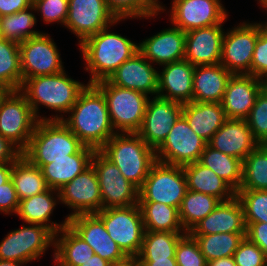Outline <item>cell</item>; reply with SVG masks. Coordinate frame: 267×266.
Wrapping results in <instances>:
<instances>
[{
	"instance_id": "11a10c76",
	"label": "cell",
	"mask_w": 267,
	"mask_h": 266,
	"mask_svg": "<svg viewBox=\"0 0 267 266\" xmlns=\"http://www.w3.org/2000/svg\"><path fill=\"white\" fill-rule=\"evenodd\" d=\"M13 163L0 164V187H3L11 179Z\"/></svg>"
},
{
	"instance_id": "8992f818",
	"label": "cell",
	"mask_w": 267,
	"mask_h": 266,
	"mask_svg": "<svg viewBox=\"0 0 267 266\" xmlns=\"http://www.w3.org/2000/svg\"><path fill=\"white\" fill-rule=\"evenodd\" d=\"M105 96L116 133H137L141 128L149 96L111 84L107 79L95 83Z\"/></svg>"
},
{
	"instance_id": "d590c367",
	"label": "cell",
	"mask_w": 267,
	"mask_h": 266,
	"mask_svg": "<svg viewBox=\"0 0 267 266\" xmlns=\"http://www.w3.org/2000/svg\"><path fill=\"white\" fill-rule=\"evenodd\" d=\"M220 203L221 201L212 195L187 189L179 208V217L184 230L189 232Z\"/></svg>"
},
{
	"instance_id": "7dc6e473",
	"label": "cell",
	"mask_w": 267,
	"mask_h": 266,
	"mask_svg": "<svg viewBox=\"0 0 267 266\" xmlns=\"http://www.w3.org/2000/svg\"><path fill=\"white\" fill-rule=\"evenodd\" d=\"M236 266H267V257L263 251L247 237L240 242L233 254Z\"/></svg>"
},
{
	"instance_id": "f907efd6",
	"label": "cell",
	"mask_w": 267,
	"mask_h": 266,
	"mask_svg": "<svg viewBox=\"0 0 267 266\" xmlns=\"http://www.w3.org/2000/svg\"><path fill=\"white\" fill-rule=\"evenodd\" d=\"M246 237L255 243L267 257V223H250L246 227Z\"/></svg>"
},
{
	"instance_id": "91938a15",
	"label": "cell",
	"mask_w": 267,
	"mask_h": 266,
	"mask_svg": "<svg viewBox=\"0 0 267 266\" xmlns=\"http://www.w3.org/2000/svg\"><path fill=\"white\" fill-rule=\"evenodd\" d=\"M156 12L164 13L166 12L165 4L160 0H145Z\"/></svg>"
},
{
	"instance_id": "ac0fdd59",
	"label": "cell",
	"mask_w": 267,
	"mask_h": 266,
	"mask_svg": "<svg viewBox=\"0 0 267 266\" xmlns=\"http://www.w3.org/2000/svg\"><path fill=\"white\" fill-rule=\"evenodd\" d=\"M182 109V103L158 96L150 97L141 128L137 134L156 150L182 115Z\"/></svg>"
},
{
	"instance_id": "03108f58",
	"label": "cell",
	"mask_w": 267,
	"mask_h": 266,
	"mask_svg": "<svg viewBox=\"0 0 267 266\" xmlns=\"http://www.w3.org/2000/svg\"><path fill=\"white\" fill-rule=\"evenodd\" d=\"M257 4H267V0H257Z\"/></svg>"
},
{
	"instance_id": "ee69618b",
	"label": "cell",
	"mask_w": 267,
	"mask_h": 266,
	"mask_svg": "<svg viewBox=\"0 0 267 266\" xmlns=\"http://www.w3.org/2000/svg\"><path fill=\"white\" fill-rule=\"evenodd\" d=\"M254 139L267 145V92L262 88L246 118Z\"/></svg>"
},
{
	"instance_id": "ba28073f",
	"label": "cell",
	"mask_w": 267,
	"mask_h": 266,
	"mask_svg": "<svg viewBox=\"0 0 267 266\" xmlns=\"http://www.w3.org/2000/svg\"><path fill=\"white\" fill-rule=\"evenodd\" d=\"M186 191L183 167L156 161L139 189V202H157L179 209Z\"/></svg>"
},
{
	"instance_id": "60d3db41",
	"label": "cell",
	"mask_w": 267,
	"mask_h": 266,
	"mask_svg": "<svg viewBox=\"0 0 267 266\" xmlns=\"http://www.w3.org/2000/svg\"><path fill=\"white\" fill-rule=\"evenodd\" d=\"M185 233L145 231L137 259L175 258L176 245Z\"/></svg>"
},
{
	"instance_id": "e0dca14e",
	"label": "cell",
	"mask_w": 267,
	"mask_h": 266,
	"mask_svg": "<svg viewBox=\"0 0 267 266\" xmlns=\"http://www.w3.org/2000/svg\"><path fill=\"white\" fill-rule=\"evenodd\" d=\"M60 204L71 210L69 219L78 214L97 213L102 209V197L97 174L92 165L59 190Z\"/></svg>"
},
{
	"instance_id": "9f6ffc18",
	"label": "cell",
	"mask_w": 267,
	"mask_h": 266,
	"mask_svg": "<svg viewBox=\"0 0 267 266\" xmlns=\"http://www.w3.org/2000/svg\"><path fill=\"white\" fill-rule=\"evenodd\" d=\"M109 264H110V262H108L106 259L101 258L97 254H93V256L90 257L81 266H109Z\"/></svg>"
},
{
	"instance_id": "44dd1931",
	"label": "cell",
	"mask_w": 267,
	"mask_h": 266,
	"mask_svg": "<svg viewBox=\"0 0 267 266\" xmlns=\"http://www.w3.org/2000/svg\"><path fill=\"white\" fill-rule=\"evenodd\" d=\"M185 40V32L171 24L170 27L138 43V51L160 68V66L185 58Z\"/></svg>"
},
{
	"instance_id": "e7e4bbea",
	"label": "cell",
	"mask_w": 267,
	"mask_h": 266,
	"mask_svg": "<svg viewBox=\"0 0 267 266\" xmlns=\"http://www.w3.org/2000/svg\"><path fill=\"white\" fill-rule=\"evenodd\" d=\"M262 88L267 92V75L262 79Z\"/></svg>"
},
{
	"instance_id": "484cf974",
	"label": "cell",
	"mask_w": 267,
	"mask_h": 266,
	"mask_svg": "<svg viewBox=\"0 0 267 266\" xmlns=\"http://www.w3.org/2000/svg\"><path fill=\"white\" fill-rule=\"evenodd\" d=\"M191 235H208L218 233L246 234L244 210L240 200L235 196L229 201L221 202L209 215L194 226Z\"/></svg>"
},
{
	"instance_id": "e575fe53",
	"label": "cell",
	"mask_w": 267,
	"mask_h": 266,
	"mask_svg": "<svg viewBox=\"0 0 267 266\" xmlns=\"http://www.w3.org/2000/svg\"><path fill=\"white\" fill-rule=\"evenodd\" d=\"M198 162L213 170L218 177L222 178L236 192L240 189L242 183V160L215 150L207 144Z\"/></svg>"
},
{
	"instance_id": "6125c7cd",
	"label": "cell",
	"mask_w": 267,
	"mask_h": 266,
	"mask_svg": "<svg viewBox=\"0 0 267 266\" xmlns=\"http://www.w3.org/2000/svg\"><path fill=\"white\" fill-rule=\"evenodd\" d=\"M28 263L17 262V261H8L0 260V266H25Z\"/></svg>"
},
{
	"instance_id": "9c48e42d",
	"label": "cell",
	"mask_w": 267,
	"mask_h": 266,
	"mask_svg": "<svg viewBox=\"0 0 267 266\" xmlns=\"http://www.w3.org/2000/svg\"><path fill=\"white\" fill-rule=\"evenodd\" d=\"M95 214L102 220L110 238L127 256L139 254L145 228L138 204L128 207H109Z\"/></svg>"
},
{
	"instance_id": "d4e9b609",
	"label": "cell",
	"mask_w": 267,
	"mask_h": 266,
	"mask_svg": "<svg viewBox=\"0 0 267 266\" xmlns=\"http://www.w3.org/2000/svg\"><path fill=\"white\" fill-rule=\"evenodd\" d=\"M207 144L242 161L259 145L246 119H227Z\"/></svg>"
},
{
	"instance_id": "4dcf8cb0",
	"label": "cell",
	"mask_w": 267,
	"mask_h": 266,
	"mask_svg": "<svg viewBox=\"0 0 267 266\" xmlns=\"http://www.w3.org/2000/svg\"><path fill=\"white\" fill-rule=\"evenodd\" d=\"M182 167L188 190L212 195L221 202L229 201L236 196V191L228 183L198 161Z\"/></svg>"
},
{
	"instance_id": "7402d4cb",
	"label": "cell",
	"mask_w": 267,
	"mask_h": 266,
	"mask_svg": "<svg viewBox=\"0 0 267 266\" xmlns=\"http://www.w3.org/2000/svg\"><path fill=\"white\" fill-rule=\"evenodd\" d=\"M224 23L185 32V60L193 66L220 63Z\"/></svg>"
},
{
	"instance_id": "f5cc1de1",
	"label": "cell",
	"mask_w": 267,
	"mask_h": 266,
	"mask_svg": "<svg viewBox=\"0 0 267 266\" xmlns=\"http://www.w3.org/2000/svg\"><path fill=\"white\" fill-rule=\"evenodd\" d=\"M33 5V0H0V14L11 15Z\"/></svg>"
},
{
	"instance_id": "836d02e7",
	"label": "cell",
	"mask_w": 267,
	"mask_h": 266,
	"mask_svg": "<svg viewBox=\"0 0 267 266\" xmlns=\"http://www.w3.org/2000/svg\"><path fill=\"white\" fill-rule=\"evenodd\" d=\"M11 180L19 201L49 189L40 167L32 165L22 155L13 163Z\"/></svg>"
},
{
	"instance_id": "b9f144b4",
	"label": "cell",
	"mask_w": 267,
	"mask_h": 266,
	"mask_svg": "<svg viewBox=\"0 0 267 266\" xmlns=\"http://www.w3.org/2000/svg\"><path fill=\"white\" fill-rule=\"evenodd\" d=\"M236 197L243 206L246 227L250 223H267V191L238 190Z\"/></svg>"
},
{
	"instance_id": "be15d7a7",
	"label": "cell",
	"mask_w": 267,
	"mask_h": 266,
	"mask_svg": "<svg viewBox=\"0 0 267 266\" xmlns=\"http://www.w3.org/2000/svg\"><path fill=\"white\" fill-rule=\"evenodd\" d=\"M11 92V90L0 84V106L2 101L6 98V96Z\"/></svg>"
},
{
	"instance_id": "681fc988",
	"label": "cell",
	"mask_w": 267,
	"mask_h": 266,
	"mask_svg": "<svg viewBox=\"0 0 267 266\" xmlns=\"http://www.w3.org/2000/svg\"><path fill=\"white\" fill-rule=\"evenodd\" d=\"M19 206V199L16 194L13 182L10 179L3 187H0V214L14 215Z\"/></svg>"
},
{
	"instance_id": "7a4b0ae2",
	"label": "cell",
	"mask_w": 267,
	"mask_h": 266,
	"mask_svg": "<svg viewBox=\"0 0 267 266\" xmlns=\"http://www.w3.org/2000/svg\"><path fill=\"white\" fill-rule=\"evenodd\" d=\"M86 85L71 78L64 70L56 74L26 79L19 91L26 97L38 121L62 120L68 115ZM40 106L54 110L56 114L48 117L40 115Z\"/></svg>"
},
{
	"instance_id": "db71d44e",
	"label": "cell",
	"mask_w": 267,
	"mask_h": 266,
	"mask_svg": "<svg viewBox=\"0 0 267 266\" xmlns=\"http://www.w3.org/2000/svg\"><path fill=\"white\" fill-rule=\"evenodd\" d=\"M139 266H178L176 258L167 259H137Z\"/></svg>"
},
{
	"instance_id": "5b68a950",
	"label": "cell",
	"mask_w": 267,
	"mask_h": 266,
	"mask_svg": "<svg viewBox=\"0 0 267 266\" xmlns=\"http://www.w3.org/2000/svg\"><path fill=\"white\" fill-rule=\"evenodd\" d=\"M84 144L61 120L38 121L27 148L22 152L32 165L42 167L53 160L69 158Z\"/></svg>"
},
{
	"instance_id": "d6986e66",
	"label": "cell",
	"mask_w": 267,
	"mask_h": 266,
	"mask_svg": "<svg viewBox=\"0 0 267 266\" xmlns=\"http://www.w3.org/2000/svg\"><path fill=\"white\" fill-rule=\"evenodd\" d=\"M68 226L93 250L94 254L112 263L127 255L110 238L102 220L95 214H78L68 219Z\"/></svg>"
},
{
	"instance_id": "4fadbf2b",
	"label": "cell",
	"mask_w": 267,
	"mask_h": 266,
	"mask_svg": "<svg viewBox=\"0 0 267 266\" xmlns=\"http://www.w3.org/2000/svg\"><path fill=\"white\" fill-rule=\"evenodd\" d=\"M93 166L101 191L102 209L128 207L139 202V189L122 175L119 168L99 150L92 155Z\"/></svg>"
},
{
	"instance_id": "c3c4849f",
	"label": "cell",
	"mask_w": 267,
	"mask_h": 266,
	"mask_svg": "<svg viewBox=\"0 0 267 266\" xmlns=\"http://www.w3.org/2000/svg\"><path fill=\"white\" fill-rule=\"evenodd\" d=\"M251 75L259 79L267 75V34L260 29L252 57Z\"/></svg>"
},
{
	"instance_id": "8fae6325",
	"label": "cell",
	"mask_w": 267,
	"mask_h": 266,
	"mask_svg": "<svg viewBox=\"0 0 267 266\" xmlns=\"http://www.w3.org/2000/svg\"><path fill=\"white\" fill-rule=\"evenodd\" d=\"M22 83L29 78L65 70L61 53L48 33H40L19 44Z\"/></svg>"
},
{
	"instance_id": "680465c9",
	"label": "cell",
	"mask_w": 267,
	"mask_h": 266,
	"mask_svg": "<svg viewBox=\"0 0 267 266\" xmlns=\"http://www.w3.org/2000/svg\"><path fill=\"white\" fill-rule=\"evenodd\" d=\"M109 266H139V265L136 256H126L122 260L110 263Z\"/></svg>"
},
{
	"instance_id": "7c38bea8",
	"label": "cell",
	"mask_w": 267,
	"mask_h": 266,
	"mask_svg": "<svg viewBox=\"0 0 267 266\" xmlns=\"http://www.w3.org/2000/svg\"><path fill=\"white\" fill-rule=\"evenodd\" d=\"M224 32L220 64L233 75H251V63L259 26L254 21L240 22Z\"/></svg>"
},
{
	"instance_id": "2e32d148",
	"label": "cell",
	"mask_w": 267,
	"mask_h": 266,
	"mask_svg": "<svg viewBox=\"0 0 267 266\" xmlns=\"http://www.w3.org/2000/svg\"><path fill=\"white\" fill-rule=\"evenodd\" d=\"M117 20L105 0H68V16L64 27L76 36L80 45Z\"/></svg>"
},
{
	"instance_id": "ffe728a7",
	"label": "cell",
	"mask_w": 267,
	"mask_h": 266,
	"mask_svg": "<svg viewBox=\"0 0 267 266\" xmlns=\"http://www.w3.org/2000/svg\"><path fill=\"white\" fill-rule=\"evenodd\" d=\"M153 65L138 51L124 61L107 80L115 86L154 97L158 92V70Z\"/></svg>"
},
{
	"instance_id": "30bf717a",
	"label": "cell",
	"mask_w": 267,
	"mask_h": 266,
	"mask_svg": "<svg viewBox=\"0 0 267 266\" xmlns=\"http://www.w3.org/2000/svg\"><path fill=\"white\" fill-rule=\"evenodd\" d=\"M38 120L26 97L11 91L0 106V134L23 152L30 141Z\"/></svg>"
},
{
	"instance_id": "83f0119b",
	"label": "cell",
	"mask_w": 267,
	"mask_h": 266,
	"mask_svg": "<svg viewBox=\"0 0 267 266\" xmlns=\"http://www.w3.org/2000/svg\"><path fill=\"white\" fill-rule=\"evenodd\" d=\"M232 75L220 63L195 66L192 101L221 103Z\"/></svg>"
},
{
	"instance_id": "f6af8a7d",
	"label": "cell",
	"mask_w": 267,
	"mask_h": 266,
	"mask_svg": "<svg viewBox=\"0 0 267 266\" xmlns=\"http://www.w3.org/2000/svg\"><path fill=\"white\" fill-rule=\"evenodd\" d=\"M175 258L178 266H207V261L201 253L197 241L189 232L179 239Z\"/></svg>"
},
{
	"instance_id": "3957f363",
	"label": "cell",
	"mask_w": 267,
	"mask_h": 266,
	"mask_svg": "<svg viewBox=\"0 0 267 266\" xmlns=\"http://www.w3.org/2000/svg\"><path fill=\"white\" fill-rule=\"evenodd\" d=\"M125 19H118L98 33L88 37L79 45L85 61V71L90 78L87 84L106 80L117 68L138 52V43L110 29Z\"/></svg>"
},
{
	"instance_id": "1f68e13d",
	"label": "cell",
	"mask_w": 267,
	"mask_h": 266,
	"mask_svg": "<svg viewBox=\"0 0 267 266\" xmlns=\"http://www.w3.org/2000/svg\"><path fill=\"white\" fill-rule=\"evenodd\" d=\"M54 266H81L94 252L68 225L55 234Z\"/></svg>"
},
{
	"instance_id": "5bb4252c",
	"label": "cell",
	"mask_w": 267,
	"mask_h": 266,
	"mask_svg": "<svg viewBox=\"0 0 267 266\" xmlns=\"http://www.w3.org/2000/svg\"><path fill=\"white\" fill-rule=\"evenodd\" d=\"M207 142L198 136L181 115L163 143L155 150L157 161L184 166L199 161Z\"/></svg>"
},
{
	"instance_id": "603a6c76",
	"label": "cell",
	"mask_w": 267,
	"mask_h": 266,
	"mask_svg": "<svg viewBox=\"0 0 267 266\" xmlns=\"http://www.w3.org/2000/svg\"><path fill=\"white\" fill-rule=\"evenodd\" d=\"M261 89L262 80L253 75H232L221 101L227 119H246Z\"/></svg>"
},
{
	"instance_id": "52a82bcc",
	"label": "cell",
	"mask_w": 267,
	"mask_h": 266,
	"mask_svg": "<svg viewBox=\"0 0 267 266\" xmlns=\"http://www.w3.org/2000/svg\"><path fill=\"white\" fill-rule=\"evenodd\" d=\"M0 242V260L31 263L54 247L55 234L41 224L25 223L7 233Z\"/></svg>"
},
{
	"instance_id": "f1b7e54d",
	"label": "cell",
	"mask_w": 267,
	"mask_h": 266,
	"mask_svg": "<svg viewBox=\"0 0 267 266\" xmlns=\"http://www.w3.org/2000/svg\"><path fill=\"white\" fill-rule=\"evenodd\" d=\"M182 116L207 143L227 120L221 103L192 101L183 104Z\"/></svg>"
},
{
	"instance_id": "bcb514c9",
	"label": "cell",
	"mask_w": 267,
	"mask_h": 266,
	"mask_svg": "<svg viewBox=\"0 0 267 266\" xmlns=\"http://www.w3.org/2000/svg\"><path fill=\"white\" fill-rule=\"evenodd\" d=\"M33 5L45 24L57 23L64 27L68 16V0H33Z\"/></svg>"
},
{
	"instance_id": "74e56055",
	"label": "cell",
	"mask_w": 267,
	"mask_h": 266,
	"mask_svg": "<svg viewBox=\"0 0 267 266\" xmlns=\"http://www.w3.org/2000/svg\"><path fill=\"white\" fill-rule=\"evenodd\" d=\"M239 190L267 191V145L259 144L243 160Z\"/></svg>"
},
{
	"instance_id": "cb8c5ba5",
	"label": "cell",
	"mask_w": 267,
	"mask_h": 266,
	"mask_svg": "<svg viewBox=\"0 0 267 266\" xmlns=\"http://www.w3.org/2000/svg\"><path fill=\"white\" fill-rule=\"evenodd\" d=\"M158 71L157 96L182 104L192 102L194 68L183 59L161 66Z\"/></svg>"
},
{
	"instance_id": "f35d334b",
	"label": "cell",
	"mask_w": 267,
	"mask_h": 266,
	"mask_svg": "<svg viewBox=\"0 0 267 266\" xmlns=\"http://www.w3.org/2000/svg\"><path fill=\"white\" fill-rule=\"evenodd\" d=\"M207 262L219 258L233 256L246 234L218 233L208 235H192Z\"/></svg>"
},
{
	"instance_id": "94428289",
	"label": "cell",
	"mask_w": 267,
	"mask_h": 266,
	"mask_svg": "<svg viewBox=\"0 0 267 266\" xmlns=\"http://www.w3.org/2000/svg\"><path fill=\"white\" fill-rule=\"evenodd\" d=\"M259 6H260V8H262V10L263 9L265 10V14H266L267 4H260ZM255 22L259 26L260 31L267 34V20L266 21L264 20L263 22L261 21V23H260V21H259V23L257 21H255Z\"/></svg>"
},
{
	"instance_id": "8d00e7d4",
	"label": "cell",
	"mask_w": 267,
	"mask_h": 266,
	"mask_svg": "<svg viewBox=\"0 0 267 266\" xmlns=\"http://www.w3.org/2000/svg\"><path fill=\"white\" fill-rule=\"evenodd\" d=\"M34 5L2 18L0 37L20 44L25 40L38 36L41 31L34 29L38 20ZM34 29V30H33Z\"/></svg>"
},
{
	"instance_id": "277c9868",
	"label": "cell",
	"mask_w": 267,
	"mask_h": 266,
	"mask_svg": "<svg viewBox=\"0 0 267 266\" xmlns=\"http://www.w3.org/2000/svg\"><path fill=\"white\" fill-rule=\"evenodd\" d=\"M99 151L115 164L122 175L138 189L157 161L156 151L137 133H116Z\"/></svg>"
},
{
	"instance_id": "ab89813d",
	"label": "cell",
	"mask_w": 267,
	"mask_h": 266,
	"mask_svg": "<svg viewBox=\"0 0 267 266\" xmlns=\"http://www.w3.org/2000/svg\"><path fill=\"white\" fill-rule=\"evenodd\" d=\"M0 84L11 91L22 86L19 44L0 37Z\"/></svg>"
},
{
	"instance_id": "6da1fadb",
	"label": "cell",
	"mask_w": 267,
	"mask_h": 266,
	"mask_svg": "<svg viewBox=\"0 0 267 266\" xmlns=\"http://www.w3.org/2000/svg\"><path fill=\"white\" fill-rule=\"evenodd\" d=\"M61 121L86 146L99 150L116 134L102 91L95 84H87L76 103Z\"/></svg>"
},
{
	"instance_id": "f546056e",
	"label": "cell",
	"mask_w": 267,
	"mask_h": 266,
	"mask_svg": "<svg viewBox=\"0 0 267 266\" xmlns=\"http://www.w3.org/2000/svg\"><path fill=\"white\" fill-rule=\"evenodd\" d=\"M95 149L84 145L77 153L69 158L53 160L40 169L49 188L60 190L66 183L71 182L77 175L91 165Z\"/></svg>"
},
{
	"instance_id": "d6a6232c",
	"label": "cell",
	"mask_w": 267,
	"mask_h": 266,
	"mask_svg": "<svg viewBox=\"0 0 267 266\" xmlns=\"http://www.w3.org/2000/svg\"><path fill=\"white\" fill-rule=\"evenodd\" d=\"M145 231L187 233L180 221L179 209L157 202H138Z\"/></svg>"
},
{
	"instance_id": "6f0895ef",
	"label": "cell",
	"mask_w": 267,
	"mask_h": 266,
	"mask_svg": "<svg viewBox=\"0 0 267 266\" xmlns=\"http://www.w3.org/2000/svg\"><path fill=\"white\" fill-rule=\"evenodd\" d=\"M207 266H236L233 256L207 262Z\"/></svg>"
},
{
	"instance_id": "7bdbcfd3",
	"label": "cell",
	"mask_w": 267,
	"mask_h": 266,
	"mask_svg": "<svg viewBox=\"0 0 267 266\" xmlns=\"http://www.w3.org/2000/svg\"><path fill=\"white\" fill-rule=\"evenodd\" d=\"M117 19H155L156 12L145 0H105Z\"/></svg>"
},
{
	"instance_id": "4316f807",
	"label": "cell",
	"mask_w": 267,
	"mask_h": 266,
	"mask_svg": "<svg viewBox=\"0 0 267 266\" xmlns=\"http://www.w3.org/2000/svg\"><path fill=\"white\" fill-rule=\"evenodd\" d=\"M59 203V191L49 188L45 192L20 200L15 216H19L23 223L44 225L56 234L68 225L66 217L60 223L51 221L50 216Z\"/></svg>"
},
{
	"instance_id": "9a60e30c",
	"label": "cell",
	"mask_w": 267,
	"mask_h": 266,
	"mask_svg": "<svg viewBox=\"0 0 267 266\" xmlns=\"http://www.w3.org/2000/svg\"><path fill=\"white\" fill-rule=\"evenodd\" d=\"M222 0H171L170 24L184 32L226 23L229 11Z\"/></svg>"
},
{
	"instance_id": "816d5d0a",
	"label": "cell",
	"mask_w": 267,
	"mask_h": 266,
	"mask_svg": "<svg viewBox=\"0 0 267 266\" xmlns=\"http://www.w3.org/2000/svg\"><path fill=\"white\" fill-rule=\"evenodd\" d=\"M22 152L0 134V164L15 162Z\"/></svg>"
},
{
	"instance_id": "003e7915",
	"label": "cell",
	"mask_w": 267,
	"mask_h": 266,
	"mask_svg": "<svg viewBox=\"0 0 267 266\" xmlns=\"http://www.w3.org/2000/svg\"><path fill=\"white\" fill-rule=\"evenodd\" d=\"M2 18H3V16L0 14V26H1Z\"/></svg>"
}]
</instances>
